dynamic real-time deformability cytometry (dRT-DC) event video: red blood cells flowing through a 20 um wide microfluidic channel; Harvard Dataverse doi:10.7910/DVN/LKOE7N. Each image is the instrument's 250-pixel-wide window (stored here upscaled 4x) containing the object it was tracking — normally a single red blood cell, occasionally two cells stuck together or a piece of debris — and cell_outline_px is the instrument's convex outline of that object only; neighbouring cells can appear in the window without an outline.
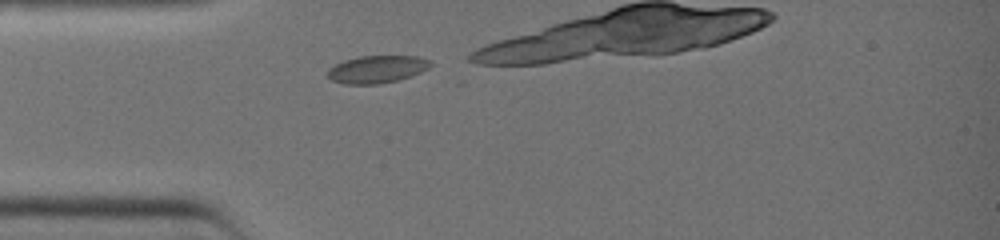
{"species": "common noctule bat (a hibernating species)", "species_latin": "Nyctalus noctula", "temperature_condition": "warm", "stored_images_in_passage": 7, "camera_frame_rate_fps": 3000, "um_per_image_px": 0.085, "animal": {"sex": "female", "body_mass_g": 19.0, "forearm_length_mm": 51.5}, "frame": {"image": 1, "passage_image": 1, "time_ms": 0.0, "image_size_px": [1000, 240], "cell_outline_px": [[432, 64], [428, 68], [420, 72], [396, 80], [380, 84], [344, 84], [332, 80], [328, 76], [328, 68], [344, 60], [360, 56], [416, 56], [432, 60]], "centroid_in_image_um": [32.03, 5.88], "position_along_channel_um": 53.0, "area_um2": 16.36}}